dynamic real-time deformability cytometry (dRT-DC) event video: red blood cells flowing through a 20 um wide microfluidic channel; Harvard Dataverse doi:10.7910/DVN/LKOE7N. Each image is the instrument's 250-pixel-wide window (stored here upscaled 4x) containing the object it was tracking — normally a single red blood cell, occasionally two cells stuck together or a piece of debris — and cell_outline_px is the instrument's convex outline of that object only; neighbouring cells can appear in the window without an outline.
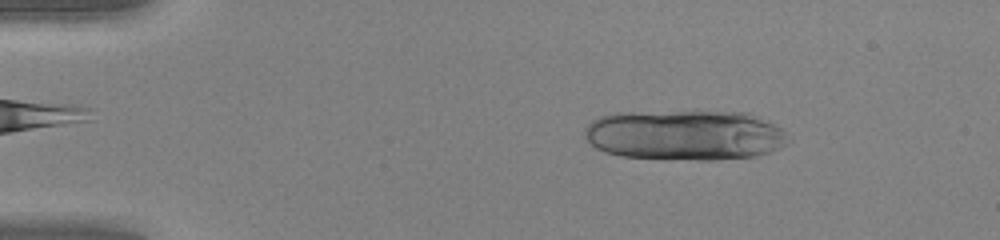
{"species": "human", "species_latin": "Homo sapiens", "temperature_condition": "warm", "stored_images_in_passage": 46, "camera_frame_rate_fps": 3000, "um_per_image_px": 0.085, "donor": {"sex": "female"}, "frame": {"image": 1, "passage_image": 7, "time_ms": 2.0, "image_size_px": [1000, 240], "cell_outline_px": [[792, 140], [788, 144], [780, 148], [756, 156], [716, 160], [668, 160], [620, 156], [604, 152], [596, 148], [584, 136], [584, 128], [592, 120], [600, 116], [612, 112], [696, 108], [748, 112], [760, 116], [768, 120], [780, 128]], "centroid_in_image_um": [58.23, 11.43], "position_along_channel_um": 26.8, "area_um2": 62.6}}
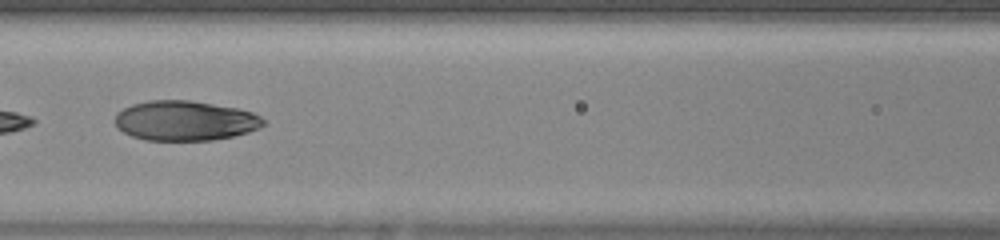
{"frame": {"image": 2, "passage_image": 22, "time_ms": 7.0, "image_size_px": [1000, 240], "cell_outline_px": [[268, 124], [260, 128], [248, 132], [232, 136], [212, 140], [144, 140], [132, 136], [116, 128], [116, 112], [132, 104], [148, 100], [188, 100], [236, 108], [252, 112], [260, 116]], "centroid_in_image_um": [15.73, 10.26], "position_along_channel_um": 150.9, "area_um2": 34.51}}
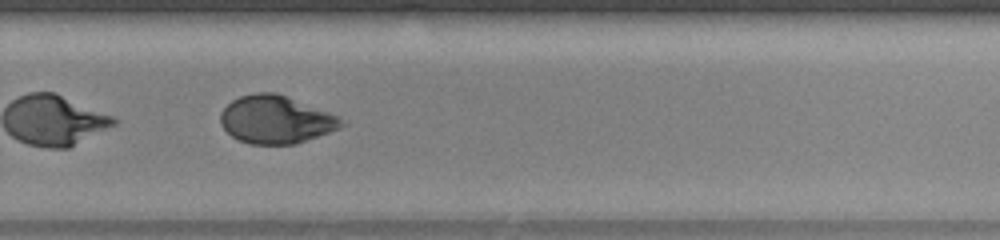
{"frame": {"image": 3, "passage_image": 33, "time_ms": 10.667, "image_size_px": [1000, 240], "cell_outline_px": [[348, 124], [340, 128], [296, 144], [252, 144], [240, 140], [232, 136], [220, 124], [220, 112], [232, 100], [240, 96], [256, 92], [276, 92], [328, 112], [336, 116]], "centroid_in_image_um": [23.43, 10.16], "position_along_channel_um": 306.4, "area_um2": 33.52}, "authors_computed_cell_mechanics": {"area_um2": 34.969, "velocity_mm_per_s": 4.2564, "shape_relaxation_time_tau1_ms": 5.9014, "shape_relaxation_time_tau2_ms": 1.1018, "deformation_change_tau1": 0.2833, "deformation_change_tau2": 0.0482}}